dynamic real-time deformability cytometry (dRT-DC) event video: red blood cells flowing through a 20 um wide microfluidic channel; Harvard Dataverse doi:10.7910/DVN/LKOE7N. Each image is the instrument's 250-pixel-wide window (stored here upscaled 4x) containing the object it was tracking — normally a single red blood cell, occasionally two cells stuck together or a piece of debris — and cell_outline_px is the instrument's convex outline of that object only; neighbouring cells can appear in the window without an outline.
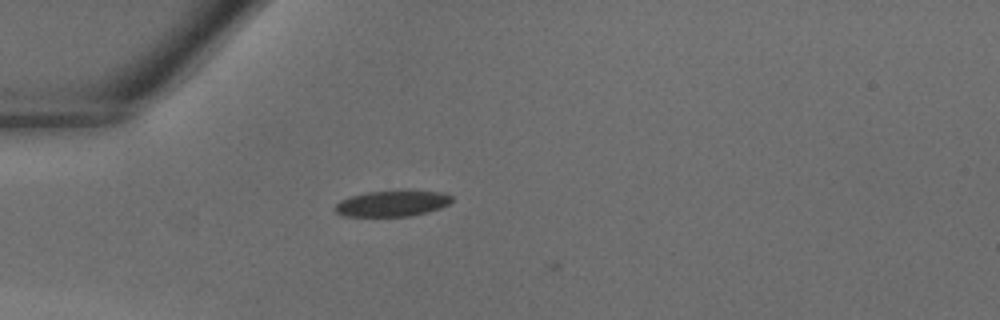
{"species": "common noctule bat (a hibernating species)", "species_latin": "Nyctalus noctula", "temperature_condition": "warm", "stored_images_in_passage": 2, "camera_frame_rate_fps": 3000, "um_per_image_px": 0.085, "animal": {"sex": "male", "body_mass_g": 18.8}, "frame": {"image": 1, "passage_image": 1, "time_ms": 0.0, "image_size_px": [1000, 320], "cell_outline_px": [[452, 200], [448, 204], [440, 208], [428, 212], [412, 216], [344, 216], [336, 212], [336, 204], [340, 200], [352, 196], [368, 192], [444, 192], [452, 196]], "centroid_in_image_um": [33.34, 17.32], "position_along_channel_um": 51.7, "area_um2": 17.11}}